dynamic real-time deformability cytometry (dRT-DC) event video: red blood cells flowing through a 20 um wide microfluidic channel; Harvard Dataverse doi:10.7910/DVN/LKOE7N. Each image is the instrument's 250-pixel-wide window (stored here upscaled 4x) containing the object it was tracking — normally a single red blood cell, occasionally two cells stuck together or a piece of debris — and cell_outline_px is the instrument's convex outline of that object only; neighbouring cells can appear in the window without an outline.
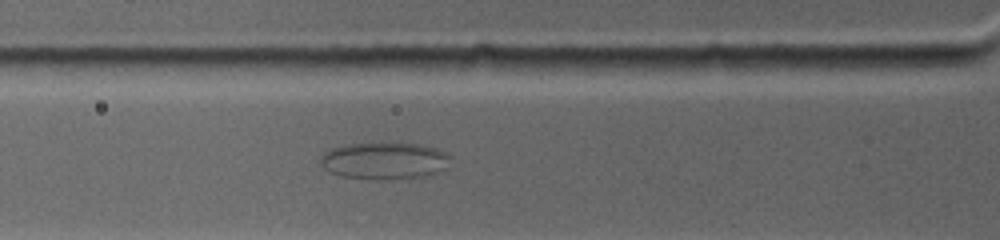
{"species": "common noctule bat (a hibernating species)", "species_latin": "Nyctalus noctula", "temperature_condition": "warm", "stored_images_in_passage": 5, "camera_frame_rate_fps": 4500, "um_per_image_px": 0.085, "animal": {"sex": "female", "body_mass_g": 19.0, "forearm_length_mm": 53.3}, "frame": {"image": 1, "passage_image": 5, "time_ms": 2.444, "image_size_px": [1000, 240], "cell_outline_px": [[452, 156], [448, 168], [424, 176], [376, 180], [340, 176], [324, 168], [320, 164], [320, 156], [324, 152], [332, 148], [348, 144], [420, 144], [436, 148], [448, 152]], "centroid_in_image_um": [32.71, 13.67], "position_along_channel_um": 93.1, "area_um2": 27.98}}